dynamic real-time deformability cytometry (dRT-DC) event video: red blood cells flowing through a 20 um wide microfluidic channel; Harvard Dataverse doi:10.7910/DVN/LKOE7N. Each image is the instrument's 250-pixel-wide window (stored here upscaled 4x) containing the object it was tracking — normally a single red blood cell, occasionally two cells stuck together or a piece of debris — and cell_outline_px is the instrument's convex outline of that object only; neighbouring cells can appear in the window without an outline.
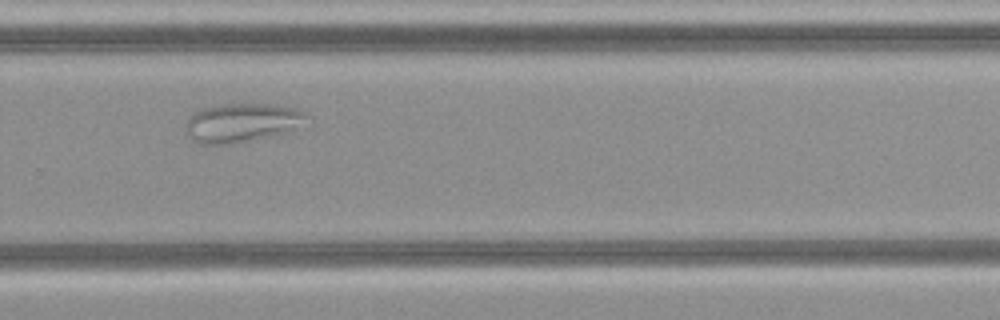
{"species": "common noctule bat (a hibernating species)", "species_latin": "Nyctalus noctula", "temperature_condition": "cold", "stored_images_in_passage": 31, "camera_frame_rate_fps": 3000, "um_per_image_px": 0.085, "animal": {"sex": "female", "body_mass_g": 21.9}, "frame": {"image": 1, "passage_image": 18, "time_ms": 5.667, "image_size_px": [1000, 320], "cell_outline_px": [[312, 124], [232, 144], [204, 144], [192, 140], [184, 132], [184, 128], [188, 120], [196, 112], [204, 108], [220, 104], [272, 104], [296, 108], [312, 116]], "centroid_in_image_um": [20.63, 10.41], "position_along_channel_um": 309.2, "area_um2": 27.46}}
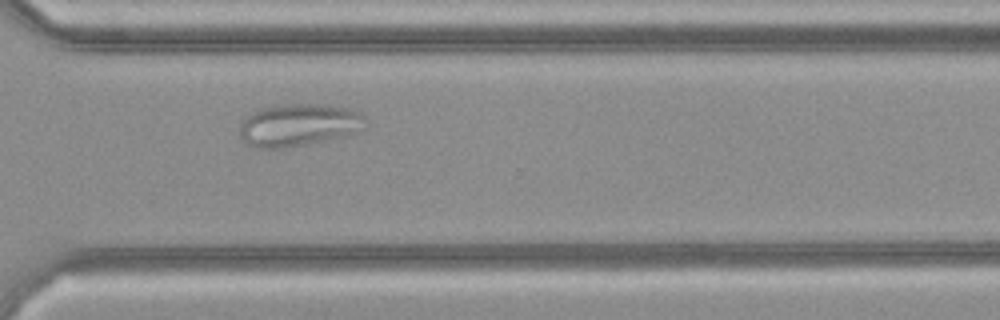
{"frame": {"image": 2, "passage_image": 20, "time_ms": 6.333, "image_size_px": [1000, 320], "cell_outline_px": [[364, 116], [352, 132], [340, 136], [308, 144], [288, 148], [252, 148], [240, 136], [240, 124], [244, 116], [260, 108], [288, 104], [324, 104], [352, 108], [360, 112]], "centroid_in_image_um": [25.25, 10.61], "position_along_channel_um": 345.3, "area_um2": 30.63}}
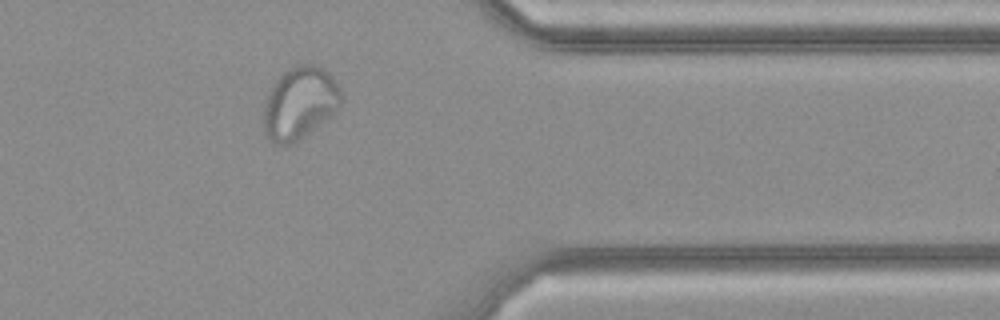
{"frame": {"image": 3, "passage_image": 23, "time_ms": 7.333, "image_size_px": [1000, 320], "cell_outline_px": [[340, 104], [324, 120], [304, 136], [284, 148], [268, 140], [264, 132], [264, 108], [272, 84], [288, 68], [300, 64], [316, 64], [324, 68], [332, 76], [340, 88]], "centroid_in_image_um": [25.44, 8.76], "position_along_channel_um": 386.0, "area_um2": 32.37}}